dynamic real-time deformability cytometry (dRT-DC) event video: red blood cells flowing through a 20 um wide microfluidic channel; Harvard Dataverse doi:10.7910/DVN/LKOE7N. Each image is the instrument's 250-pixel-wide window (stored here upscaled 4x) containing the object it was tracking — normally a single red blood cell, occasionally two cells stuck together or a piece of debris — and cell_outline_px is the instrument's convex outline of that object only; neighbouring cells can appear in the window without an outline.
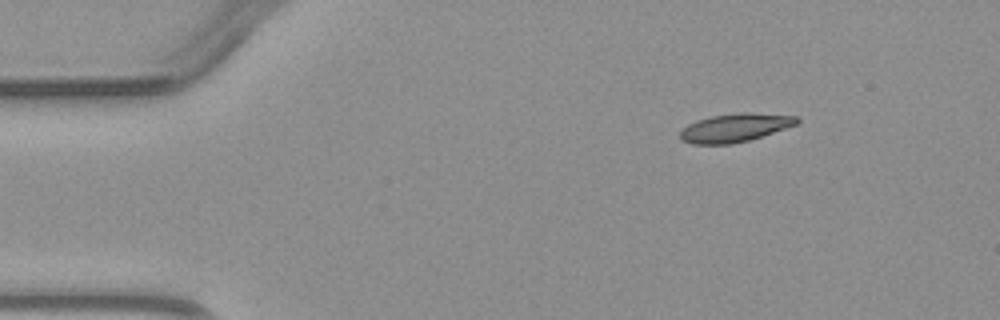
{"species": "common noctule bat (a hibernating species)", "species_latin": "Nyctalus noctula", "temperature_condition": "warm", "stored_images_in_passage": 5, "segment_of_instrument_passage": [2, 2], "camera_frame_rate_fps": 3000, "um_per_image_px": 0.085, "animal": {"sex": "male", "body_mass_g": 23.1, "forearm_length_mm": 52.7}, "frame": {"image": 1, "passage_image": 5, "time_ms": 5.0, "image_size_px": [1000, 320], "cell_outline_px": [[800, 120], [796, 124], [748, 140], [732, 144], [692, 144], [680, 140], [680, 132], [688, 124], [696, 120], [712, 116], [740, 112], [752, 112], [796, 116]], "centroid_in_image_um": [62.43, 10.85], "position_along_channel_um": 22.6, "area_um2": 19.13}}